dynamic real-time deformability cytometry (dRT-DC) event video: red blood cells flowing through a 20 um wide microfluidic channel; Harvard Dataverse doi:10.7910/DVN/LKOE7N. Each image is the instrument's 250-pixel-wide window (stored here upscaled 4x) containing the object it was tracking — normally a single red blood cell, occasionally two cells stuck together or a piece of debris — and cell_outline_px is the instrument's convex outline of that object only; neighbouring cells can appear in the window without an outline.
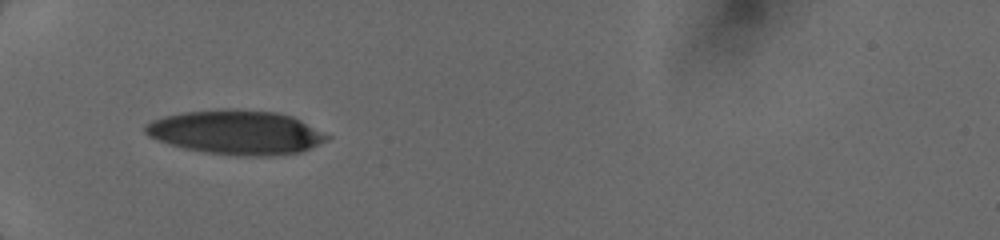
{"species": "human", "species_latin": "Homo sapiens", "temperature_condition": "cold", "stored_images_in_passage": 2, "camera_frame_rate_fps": 3000, "um_per_image_px": 0.085, "donor": {"sex": "female"}, "frame": {"image": 1, "passage_image": 1, "time_ms": 0.0, "image_size_px": [1000, 240], "cell_outline_px": [[332, 136], [328, 140], [320, 144], [300, 152], [272, 156], [244, 156], [204, 152], [184, 148], [168, 144], [148, 136], [144, 132], [144, 128], [148, 124], [164, 116], [184, 112], [228, 108], [232, 108], [280, 112], [292, 116]], "centroid_in_image_um": [20.12, 11.24], "position_along_channel_um": 64.9, "area_um2": 46.93}}